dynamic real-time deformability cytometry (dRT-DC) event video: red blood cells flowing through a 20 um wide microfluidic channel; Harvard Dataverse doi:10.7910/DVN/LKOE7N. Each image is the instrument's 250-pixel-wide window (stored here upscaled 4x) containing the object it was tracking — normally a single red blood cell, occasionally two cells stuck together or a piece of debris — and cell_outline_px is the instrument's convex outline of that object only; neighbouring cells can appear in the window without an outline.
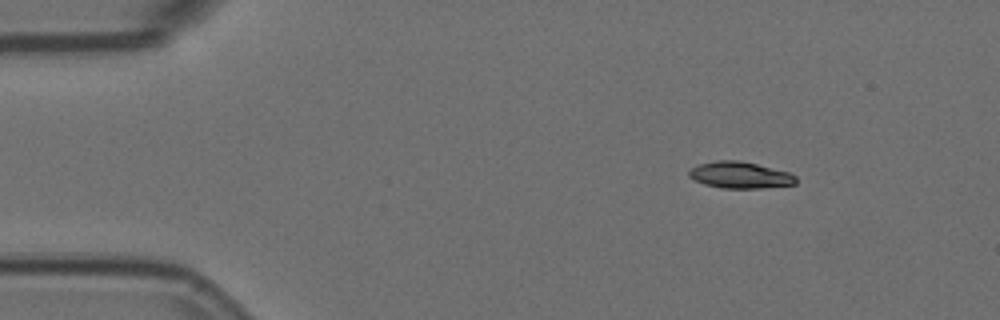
{"species": "Egyptian fruit bat (a non-hibernating species)", "species_latin": "Rousettus aegyptiacus", "temperature_condition": "room temperature", "stored_images_in_passage": 5, "camera_frame_rate_fps": 3000, "um_per_image_px": 0.085, "animal": {"sex": "female"}, "frame": {"image": 1, "passage_image": 1, "time_ms": 0.0, "image_size_px": [1000, 320], "cell_outline_px": [[796, 184], [760, 188], [720, 188], [704, 184], [688, 176], [688, 172], [692, 168], [700, 164], [716, 160], [736, 160], [756, 164], [788, 172], [796, 176]], "centroid_in_image_um": [62.89, 14.88], "position_along_channel_um": 22.1, "area_um2": 16.36}}
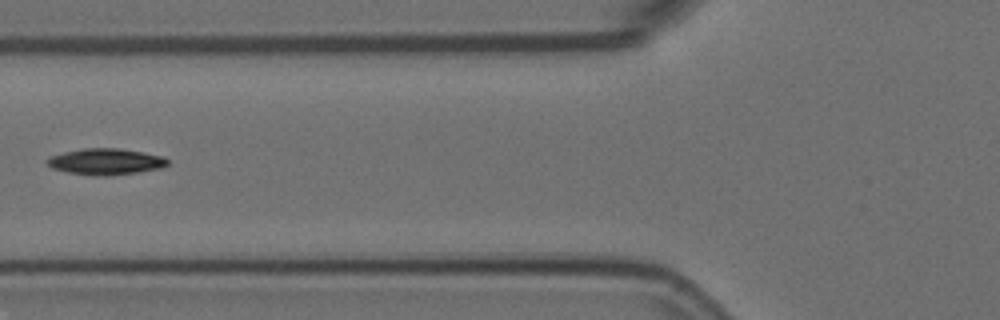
{"frame": {"image": 2, "passage_image": 4, "time_ms": 1.0, "image_size_px": [1000, 320], "cell_outline_px": [[168, 164], [164, 168], [108, 176], [104, 176], [68, 172], [52, 168], [44, 160], [48, 156], [64, 152], [84, 148], [120, 148], [144, 152], [164, 156], [168, 160]], "centroid_in_image_um": [9.0, 13.72], "position_along_channel_um": 116.8, "area_um2": 18.5}}
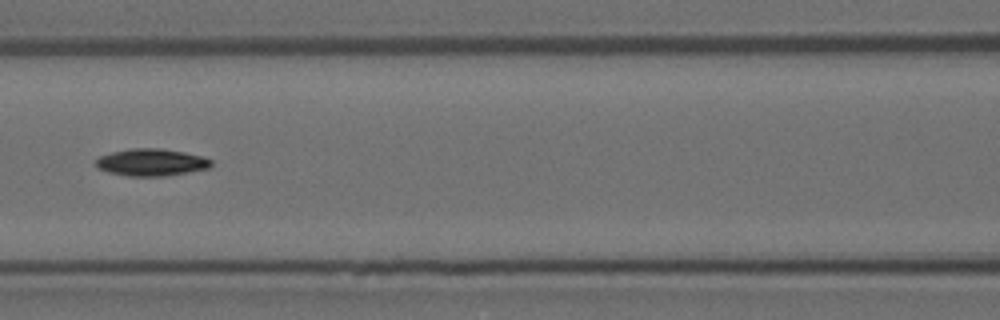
{"frame": {"image": 3, "passage_image": 5, "time_ms": 1.333, "image_size_px": [1000, 320], "cell_outline_px": [[212, 164], [208, 168], [168, 176], [128, 176], [108, 172], [100, 168], [96, 164], [96, 160], [100, 156], [112, 152], [128, 148], [160, 148], [184, 152], [204, 156], [212, 160]], "centroid_in_image_um": [12.89, 13.79], "position_along_channel_um": 153.7, "area_um2": 18.26}}